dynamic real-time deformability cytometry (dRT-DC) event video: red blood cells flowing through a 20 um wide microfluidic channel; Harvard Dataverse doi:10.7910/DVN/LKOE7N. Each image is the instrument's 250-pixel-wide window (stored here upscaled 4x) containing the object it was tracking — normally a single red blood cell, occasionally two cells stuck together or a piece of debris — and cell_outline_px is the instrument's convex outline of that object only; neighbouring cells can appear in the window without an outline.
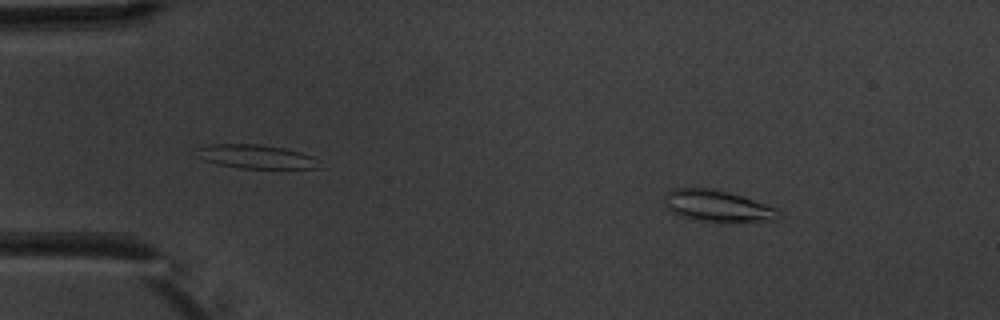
{"species": "common noctule bat (a hibernating species)", "species_latin": "Nyctalus noctula", "temperature_condition": "warm", "stored_images_in_passage": 4, "camera_frame_rate_fps": 3000, "um_per_image_px": 0.085, "animal": {"sex": "male", "body_mass_g": 20.1, "forearm_length_mm": 53.5}, "frame": {"image": 1, "passage_image": 2, "time_ms": 1.0, "image_size_px": [1000, 320], "cell_outline_px": [[784, 216], [776, 220], [696, 220], [680, 216], [664, 208], [664, 196], [668, 192], [676, 188], [716, 188], [776, 208]], "centroid_in_image_um": [60.92, 17.48], "position_along_channel_um": 24.1, "area_um2": 20.46}}